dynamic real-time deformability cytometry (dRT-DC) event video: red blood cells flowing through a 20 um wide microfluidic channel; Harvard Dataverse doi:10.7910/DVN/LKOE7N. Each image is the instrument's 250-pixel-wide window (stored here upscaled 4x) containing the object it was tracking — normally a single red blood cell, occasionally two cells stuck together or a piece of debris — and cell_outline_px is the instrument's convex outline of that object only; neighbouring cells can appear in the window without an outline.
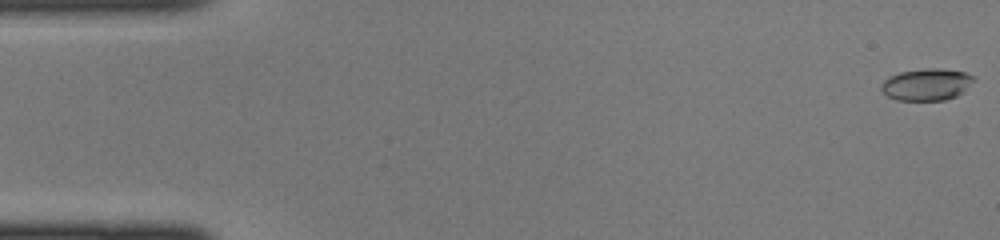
{"species": "common noctule bat (a hibernating species)", "species_latin": "Nyctalus noctula", "temperature_condition": "cold", "stored_images_in_passage": 45, "camera_frame_rate_fps": 3000, "um_per_image_px": 0.085, "animal": {"sex": "female", "body_mass_g": 22.0, "forearm_length_mm": 56.7}, "frame": {"image": 1, "passage_image": 1, "time_ms": 0.0, "image_size_px": [1000, 240], "cell_outline_px": [[976, 76], [964, 92], [956, 96], [944, 100], [896, 100], [888, 96], [880, 88], [884, 80], [888, 76], [900, 72], [924, 68], [940, 68], [964, 72]], "centroid_in_image_um": [78.76, 7.17], "position_along_channel_um": 6.2, "area_um2": 17.22}}
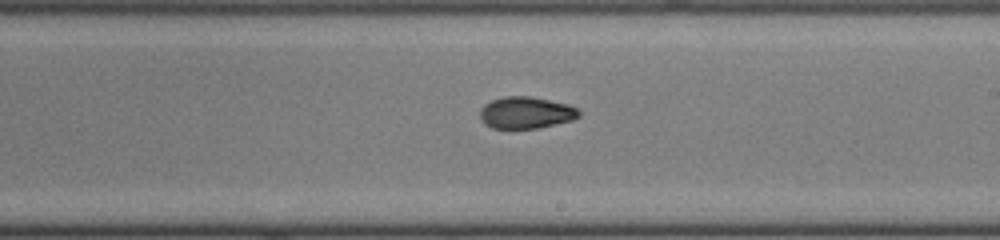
{"frame": {"image": 2, "passage_image": 26, "time_ms": 8.333, "image_size_px": [1000, 240], "cell_outline_px": [[580, 116], [572, 120], [536, 128], [492, 128], [484, 124], [480, 120], [480, 108], [484, 104], [492, 100], [504, 96], [528, 96], [568, 104], [576, 108], [580, 112]], "centroid_in_image_um": [44.67, 9.57], "position_along_channel_um": 244.3, "area_um2": 18.26}}
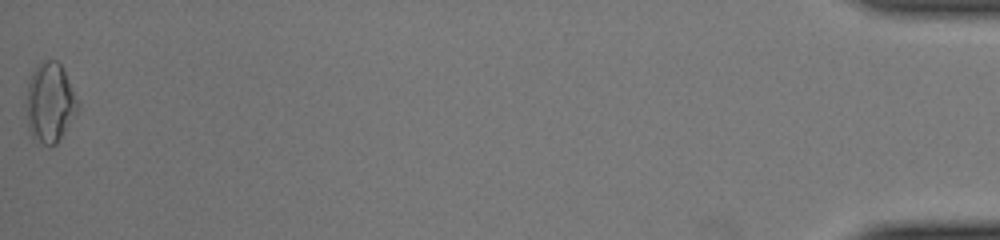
{"frame": {"image": 3, "passage_image": 45, "time_ms": 14.667, "image_size_px": [1000, 240], "cell_outline_px": [[80, 108], [56, 144], [44, 144], [32, 136], [28, 128], [28, 84], [32, 72], [44, 60], [56, 60], [60, 64], [80, 104]], "centroid_in_image_um": [4.28, 8.72], "position_along_channel_um": 430.9, "area_um2": 23.18}}